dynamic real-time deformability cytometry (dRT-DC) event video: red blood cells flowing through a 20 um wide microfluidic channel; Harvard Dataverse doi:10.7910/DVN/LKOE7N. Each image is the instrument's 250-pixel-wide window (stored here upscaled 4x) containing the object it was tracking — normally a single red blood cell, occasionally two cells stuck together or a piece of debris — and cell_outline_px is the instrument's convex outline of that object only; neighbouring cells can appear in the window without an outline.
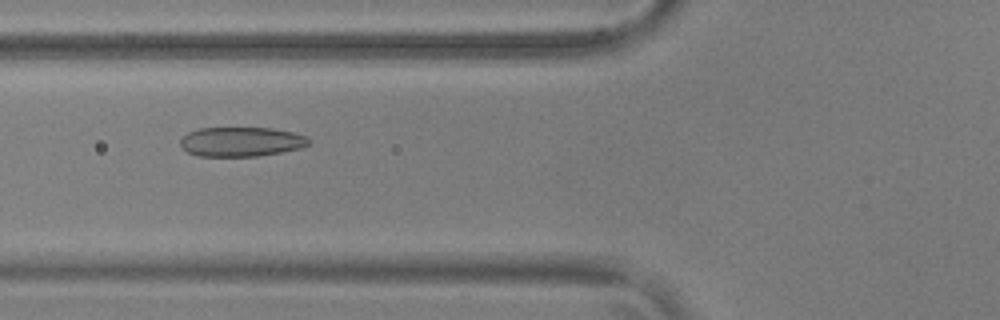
{"species": "common noctule bat (a hibernating species)", "species_latin": "Nyctalus noctula", "temperature_condition": "warm", "stored_images_in_passage": 50, "camera_frame_rate_fps": 3000, "um_per_image_px": 0.085, "animal": {"sex": "male", "body_mass_g": 17.9, "forearm_length_mm": 54.2}, "frame": {"image": 1, "passage_image": 16, "time_ms": 5.0, "image_size_px": [1000, 320], "cell_outline_px": [[308, 144], [300, 148], [280, 152], [256, 156], [200, 156], [188, 152], [180, 148], [180, 140], [188, 132], [200, 128], [272, 128], [292, 132], [304, 136], [308, 140]], "centroid_in_image_um": [20.44, 12.05], "position_along_channel_um": 105.4, "area_um2": 21.85}}
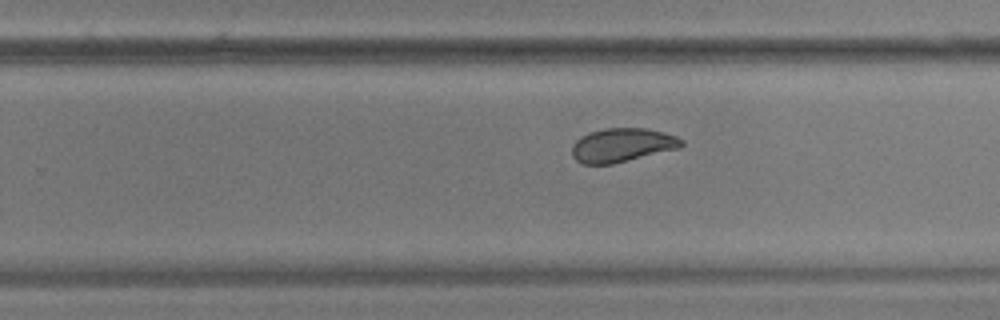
{"frame": {"image": 2, "passage_image": 30, "time_ms": 9.667, "image_size_px": [1000, 320], "cell_outline_px": [[684, 144], [680, 148], [612, 164], [584, 164], [576, 160], [572, 156], [572, 144], [580, 136], [588, 132], [604, 128], [644, 128], [664, 132], [676, 136], [684, 140]], "centroid_in_image_um": [52.87, 12.32], "position_along_channel_um": 276.9, "area_um2": 21.73}}
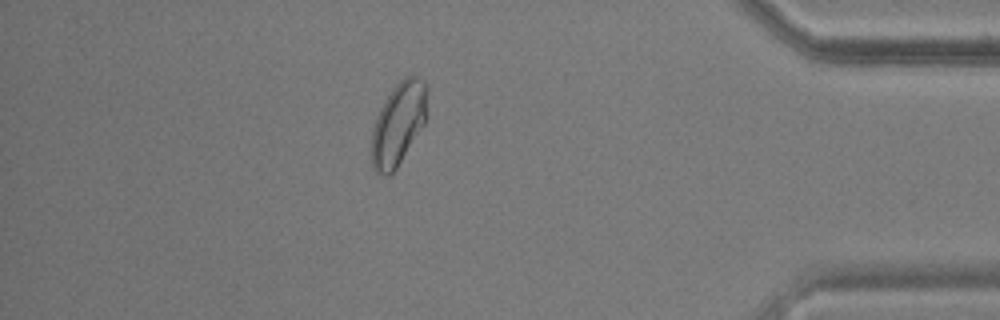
{"frame": {"image": 3, "passage_image": 43, "time_ms": 14.0, "image_size_px": [1000, 320], "cell_outline_px": [[428, 88], [424, 124], [396, 168], [388, 176], [384, 176], [376, 172], [372, 168], [372, 128], [376, 116], [380, 108], [392, 88], [404, 76], [416, 76], [424, 80]], "centroid_in_image_um": [33.85, 10.49], "position_along_channel_um": 401.3, "area_um2": 26.7}, "authors_computed_cell_mechanics": {"area_um2": 23.1489, "velocity_mm_per_s": 3.6797, "shape_relaxation_time_tau1_ms": null, "shape_relaxation_time_tau2_ms": 1.2067, "deformation_change_tau1": null, "deformation_change_tau2": 0.055}}